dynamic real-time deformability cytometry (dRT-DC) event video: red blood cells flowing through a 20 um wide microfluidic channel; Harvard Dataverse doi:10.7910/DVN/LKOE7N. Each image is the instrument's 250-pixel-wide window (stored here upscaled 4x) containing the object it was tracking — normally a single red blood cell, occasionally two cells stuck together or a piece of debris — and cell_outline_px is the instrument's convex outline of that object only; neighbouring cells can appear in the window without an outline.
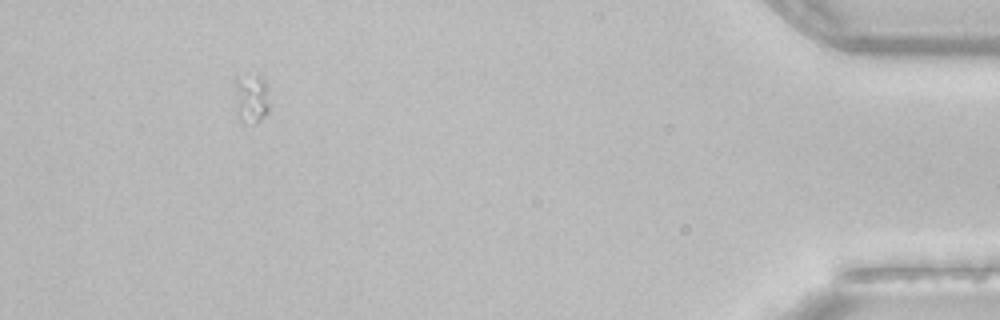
{"species": "common noctule bat (a hibernating species)", "species_latin": "Nyctalus noctula", "temperature_condition": "room temperature", "stored_images_in_passage": 37, "camera_frame_rate_fps": 3000, "um_per_image_px": 0.085, "animal": {"sex": "female", "body_mass_g": 22.7, "forearm_length_mm": 54.2}, "frame": {"image": 1, "passage_image": 34, "time_ms": 11.0, "image_size_px": [1000, 320], "cell_outline_px": [[268, 112], [256, 124], [252, 124], [240, 120], [236, 112], [232, 80], [236, 76], [260, 72], [268, 84]], "centroid_in_image_um": [21.32, 8.26], "position_along_channel_um": 413.9, "area_um2": 10.92}}